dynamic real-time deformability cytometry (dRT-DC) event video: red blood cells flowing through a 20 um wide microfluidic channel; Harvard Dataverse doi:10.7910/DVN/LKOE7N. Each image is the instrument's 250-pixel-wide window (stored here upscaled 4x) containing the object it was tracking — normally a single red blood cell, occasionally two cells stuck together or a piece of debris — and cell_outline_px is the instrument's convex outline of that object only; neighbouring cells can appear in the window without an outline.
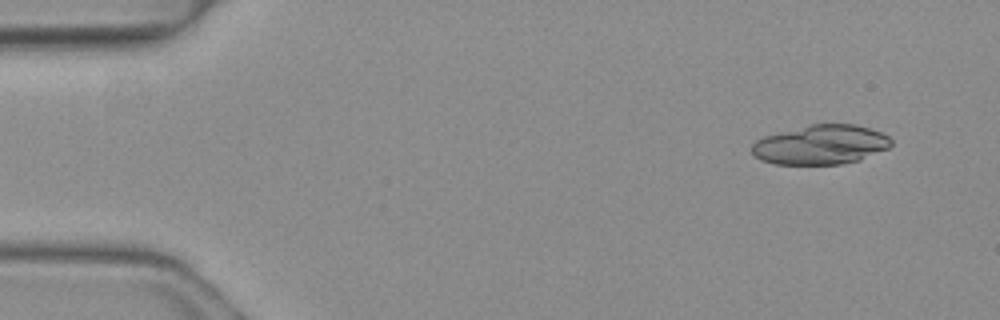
{"species": "common noctule bat (a hibernating species)", "species_latin": "Nyctalus noctula", "temperature_condition": "warm", "stored_images_in_passage": 4, "camera_frame_rate_fps": 3000, "um_per_image_px": 0.085, "animal": {"sex": "female", "body_mass_g": 19.3, "forearm_length_mm": 54.1}, "frame": {"image": 1, "passage_image": 1, "time_ms": 0.0, "image_size_px": [1000, 320], "cell_outline_px": [[892, 144], [888, 148], [860, 160], [840, 164], [776, 164], [760, 160], [752, 152], [752, 144], [756, 140], [764, 136], [808, 124], [856, 124], [880, 132], [888, 136], [892, 140]], "centroid_in_image_um": [69.76, 12.3], "position_along_channel_um": 15.2, "area_um2": 32.02}}